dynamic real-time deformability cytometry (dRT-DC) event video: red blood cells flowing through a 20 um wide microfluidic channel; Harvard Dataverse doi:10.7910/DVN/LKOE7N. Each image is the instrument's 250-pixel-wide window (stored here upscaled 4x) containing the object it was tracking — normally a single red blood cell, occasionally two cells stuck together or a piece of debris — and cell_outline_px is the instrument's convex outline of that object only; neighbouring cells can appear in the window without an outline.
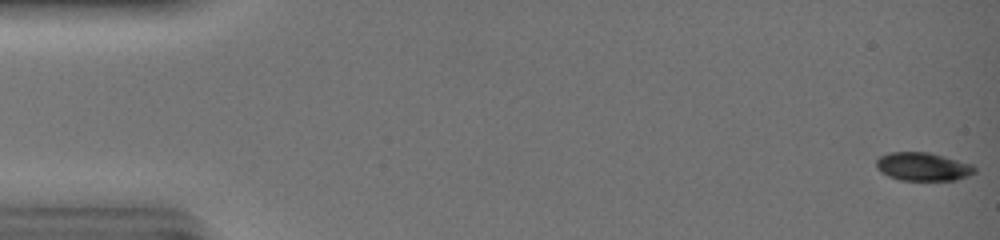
{"species": "common noctule bat (a hibernating species)", "species_latin": "Nyctalus noctula", "temperature_condition": "warm", "stored_images_in_passage": 30, "camera_frame_rate_fps": 3000, "um_per_image_px": 0.085, "animal": {"sex": "female", "body_mass_g": 19.0, "forearm_length_mm": 51.5}, "frame": {"image": 1, "passage_image": 1, "time_ms": 0.0, "image_size_px": [1000, 240], "cell_outline_px": [[976, 172], [968, 176], [956, 180], [900, 180], [888, 176], [880, 172], [876, 168], [876, 160], [880, 156], [888, 152], [928, 152], [944, 156], [972, 164], [976, 168]], "centroid_in_image_um": [78.44, 14.16], "position_along_channel_um": 6.6, "area_um2": 16.36}}
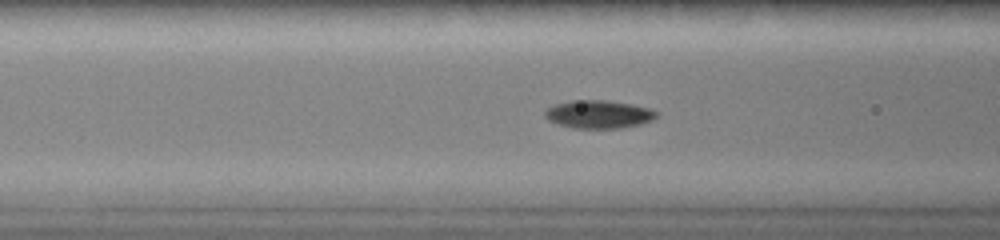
{"frame": {"image": 2, "passage_image": 20, "time_ms": 6.333, "image_size_px": [1000, 240], "cell_outline_px": [[660, 112], [652, 120], [640, 124], [620, 128], [572, 128], [548, 120], [544, 116], [544, 112], [552, 104], [572, 100], [608, 100], [632, 104], [652, 108]], "centroid_in_image_um": [50.9, 9.7], "position_along_channel_um": 115.7, "area_um2": 18.44}}
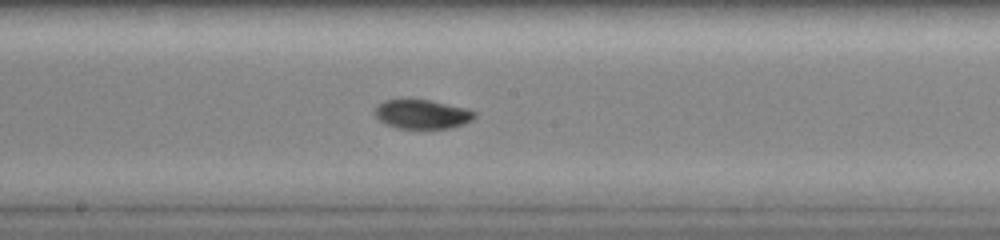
{"frame": {"image": 3, "passage_image": 27, "time_ms": 8.667, "image_size_px": [1000, 240], "cell_outline_px": [[476, 116], [472, 120], [464, 124], [452, 128], [396, 128], [384, 124], [372, 112], [384, 100], [404, 96], [408, 96], [432, 100], [464, 108], [476, 112]], "centroid_in_image_um": [35.83, 9.66], "position_along_channel_um": 212.4, "area_um2": 17.63}}